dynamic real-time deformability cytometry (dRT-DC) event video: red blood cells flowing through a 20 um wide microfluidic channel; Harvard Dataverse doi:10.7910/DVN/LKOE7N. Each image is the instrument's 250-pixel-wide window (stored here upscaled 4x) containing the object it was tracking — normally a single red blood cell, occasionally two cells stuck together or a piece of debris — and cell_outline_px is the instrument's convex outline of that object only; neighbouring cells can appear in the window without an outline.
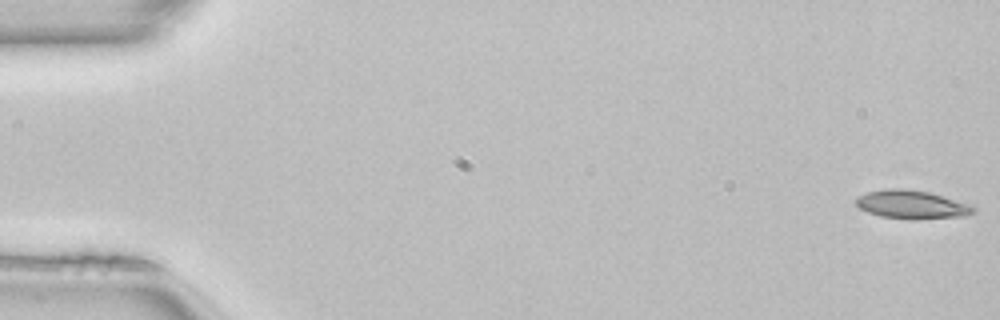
{"species": "common noctule bat (a hibernating species)", "species_latin": "Nyctalus noctula", "temperature_condition": "room temperature", "stored_images_in_passage": 50, "camera_frame_rate_fps": 3000, "um_per_image_px": 0.085, "animal": {"sex": "female", "body_mass_g": 22.7, "forearm_length_mm": 54.2}, "frame": {"image": 1, "passage_image": 1, "time_ms": 0.0, "image_size_px": [1000, 320], "cell_outline_px": [[976, 208], [972, 212], [964, 216], [916, 220], [912, 220], [880, 216], [868, 212], [860, 208], [856, 204], [856, 196], [868, 192], [888, 188], [904, 188], [928, 192], [972, 204]], "centroid_in_image_um": [77.5, 17.39], "position_along_channel_um": 7.5, "area_um2": 19.59}}
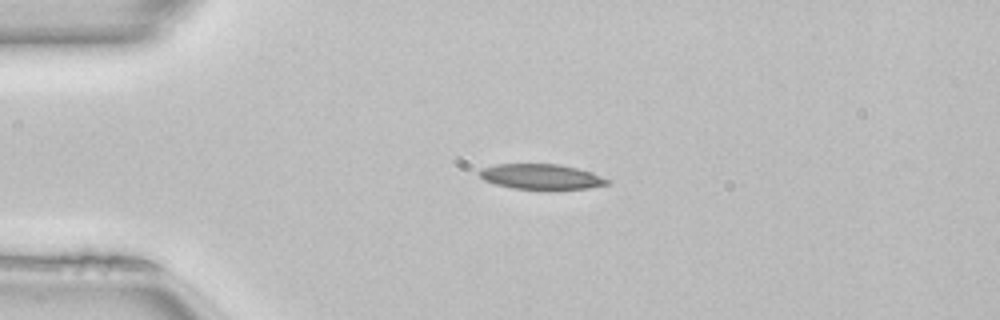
{"frame": {"image": 2, "passage_image": 12, "time_ms": 3.667, "image_size_px": [1000, 320], "cell_outline_px": [[608, 184], [588, 188], [512, 188], [496, 184], [484, 180], [476, 172], [480, 168], [496, 164], [560, 164], [576, 168], [600, 176], [608, 180]], "centroid_in_image_um": [45.9, 14.99], "position_along_channel_um": 39.1, "area_um2": 18.32}, "authors_computed_cell_mechanics": {"area_um2": 18.8717, "velocity_mm_per_s": 4.0944, "shape_relaxation_time_tau1_ms": null, "shape_relaxation_time_tau2_ms": 6.2581, "deformation_change_tau1": null, "deformation_change_tau2": 0.1758}}